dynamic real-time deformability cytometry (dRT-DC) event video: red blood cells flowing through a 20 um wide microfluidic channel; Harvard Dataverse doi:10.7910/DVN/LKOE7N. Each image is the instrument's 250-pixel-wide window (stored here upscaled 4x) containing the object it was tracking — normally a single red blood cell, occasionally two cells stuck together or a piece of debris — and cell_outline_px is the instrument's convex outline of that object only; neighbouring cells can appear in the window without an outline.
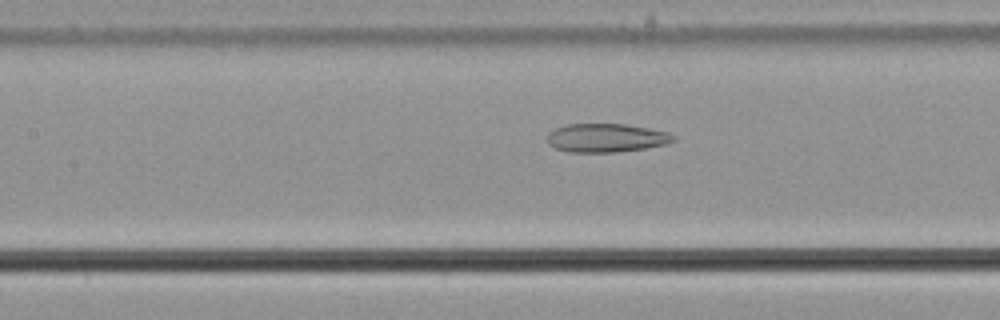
{"species": "common noctule bat (a hibernating species)", "species_latin": "Nyctalus noctula", "temperature_condition": "cold", "stored_images_in_passage": 37, "camera_frame_rate_fps": 3000, "um_per_image_px": 0.085, "animal": {"sex": "male", "body_mass_g": 21.5, "forearm_length_mm": 52.0}, "frame": {"image": 1, "passage_image": 9, "time_ms": 2.667, "image_size_px": [1000, 320], "cell_outline_px": [[676, 140], [668, 144], [644, 148], [616, 152], [568, 152], [556, 148], [548, 144], [548, 132], [556, 128], [568, 124], [624, 124], [648, 128], [668, 132], [676, 136]], "centroid_in_image_um": [51.55, 11.72], "position_along_channel_um": 155.9, "area_um2": 21.04}}
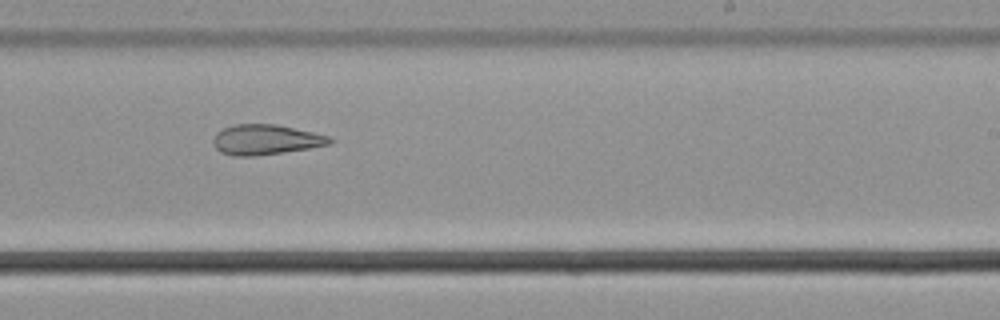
{"frame": {"image": 2, "passage_image": 18, "time_ms": 5.667, "image_size_px": [1000, 320], "cell_outline_px": [[336, 140], [332, 144], [308, 148], [252, 156], [232, 156], [220, 152], [216, 148], [212, 140], [216, 132], [232, 124], [276, 124], [332, 136]], "centroid_in_image_um": [22.61, 11.86], "position_along_channel_um": 266.4, "area_um2": 20.58}}
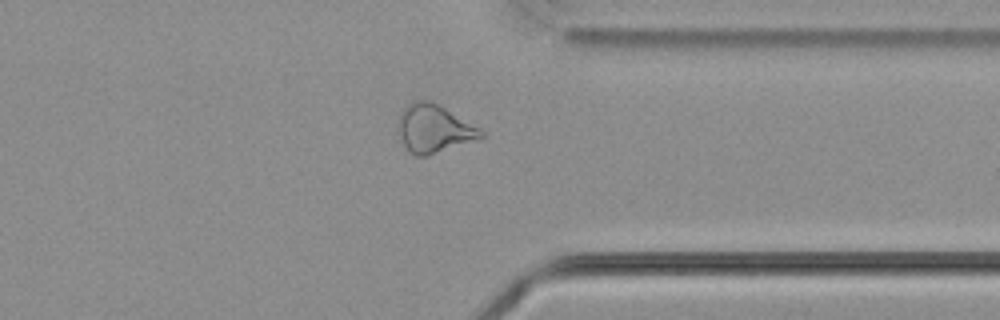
{"frame": {"image": 3, "passage_image": 27, "time_ms": 8.667, "image_size_px": [1000, 320], "cell_outline_px": [[484, 136], [476, 140], [424, 156], [416, 156], [408, 152], [400, 136], [400, 112], [412, 100], [432, 100], [480, 128], [484, 132]], "centroid_in_image_um": [36.9, 10.91], "position_along_channel_um": 374.5, "area_um2": 22.89}}